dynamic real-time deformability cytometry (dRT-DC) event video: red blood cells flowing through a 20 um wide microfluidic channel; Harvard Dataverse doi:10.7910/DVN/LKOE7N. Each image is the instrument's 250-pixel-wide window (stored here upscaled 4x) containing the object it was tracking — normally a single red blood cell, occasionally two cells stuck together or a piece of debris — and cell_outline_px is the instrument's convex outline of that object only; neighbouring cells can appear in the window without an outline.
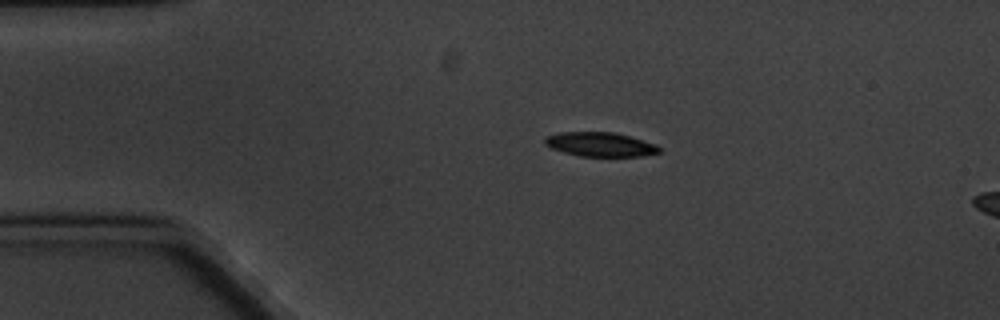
{"species": "common noctule bat (a hibernating species)", "species_latin": "Nyctalus noctula", "temperature_condition": "cold", "stored_images_in_passage": 5, "camera_frame_rate_fps": 3000, "um_per_image_px": 0.085, "animal": {"sex": "male", "body_mass_g": 20.1, "forearm_length_mm": 53.5}, "frame": {"image": 1, "passage_image": 3, "time_ms": 2.333, "image_size_px": [1000, 320], "cell_outline_px": [[660, 152], [644, 156], [580, 156], [564, 152], [552, 148], [544, 144], [544, 136], [560, 132], [612, 132], [628, 136], [656, 144], [660, 148]], "centroid_in_image_um": [50.99, 12.27], "position_along_channel_um": 34.0, "area_um2": 16.07}}